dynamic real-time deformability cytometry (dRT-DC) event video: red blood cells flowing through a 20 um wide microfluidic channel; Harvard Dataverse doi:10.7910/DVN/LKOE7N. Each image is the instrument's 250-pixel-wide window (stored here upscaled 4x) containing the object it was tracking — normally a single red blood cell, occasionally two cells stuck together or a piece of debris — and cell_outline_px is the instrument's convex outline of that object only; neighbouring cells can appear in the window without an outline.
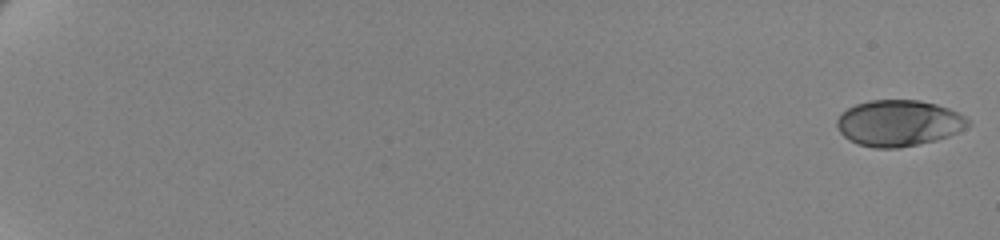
{"species": "human", "species_latin": "Homo sapiens", "temperature_condition": "cold", "stored_images_in_passage": 62, "camera_frame_rate_fps": 3000, "um_per_image_px": 0.085, "donor": {"sex": "female"}, "frame": {"image": 1, "passage_image": 1, "time_ms": 0.0, "image_size_px": [1000, 240], "cell_outline_px": [[972, 124], [948, 136], [936, 140], [900, 148], [876, 148], [856, 144], [848, 140], [840, 132], [836, 124], [836, 120], [848, 108], [856, 104], [872, 100], [920, 100], [936, 104], [948, 108], [964, 116]], "centroid_in_image_um": [76.37, 10.47], "position_along_channel_um": 8.6, "area_um2": 35.14}}
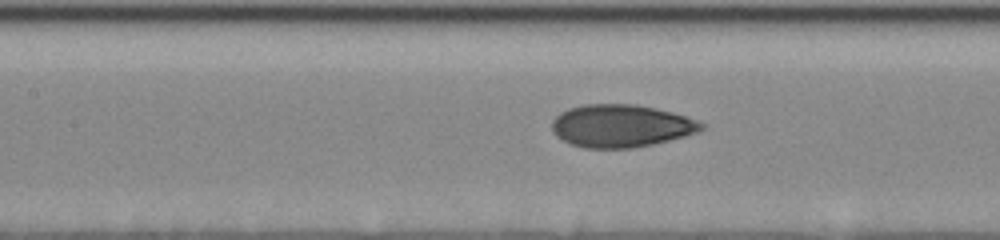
{"frame": {"image": 2, "passage_image": 33, "time_ms": 10.667, "image_size_px": [1000, 240], "cell_outline_px": [[704, 128], [696, 132], [684, 136], [652, 144], [632, 148], [584, 148], [572, 144], [556, 136], [552, 132], [552, 120], [560, 112], [568, 108], [584, 104], [636, 104], [656, 108], [672, 112], [696, 120], [704, 124]], "centroid_in_image_um": [52.75, 10.69], "position_along_channel_um": 154.7, "area_um2": 37.05}}
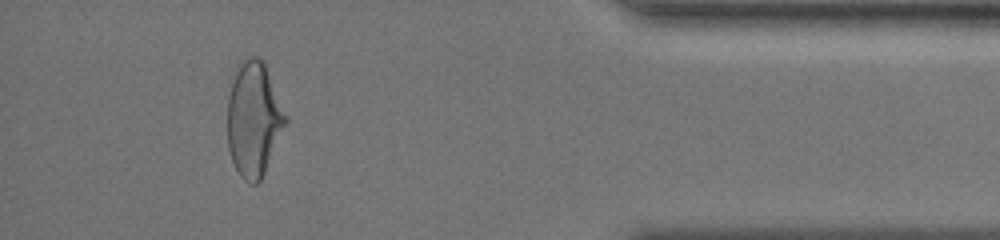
{"frame": {"image": 3, "passage_image": 58, "time_ms": 19.0, "image_size_px": [1000, 240], "cell_outline_px": [[288, 120], [264, 172], [260, 180], [256, 184], [252, 184], [244, 180], [240, 176], [232, 160], [228, 148], [228, 96], [232, 72], [236, 64], [240, 60], [248, 56], [260, 56], [264, 60], [288, 116]], "centroid_in_image_um": [21.56, 10.03], "position_along_channel_um": 413.6, "area_um2": 39.48}, "authors_computed_cell_mechanics": {"area_um2": 36.3562, "velocity_mm_per_s": 3.4812, "shape_relaxation_time_tau1_ms": 4.717, "shape_relaxation_time_tau2_ms": 1.0398, "deformation_change_tau1": 0.1548, "deformation_change_tau2": 0.0542}}